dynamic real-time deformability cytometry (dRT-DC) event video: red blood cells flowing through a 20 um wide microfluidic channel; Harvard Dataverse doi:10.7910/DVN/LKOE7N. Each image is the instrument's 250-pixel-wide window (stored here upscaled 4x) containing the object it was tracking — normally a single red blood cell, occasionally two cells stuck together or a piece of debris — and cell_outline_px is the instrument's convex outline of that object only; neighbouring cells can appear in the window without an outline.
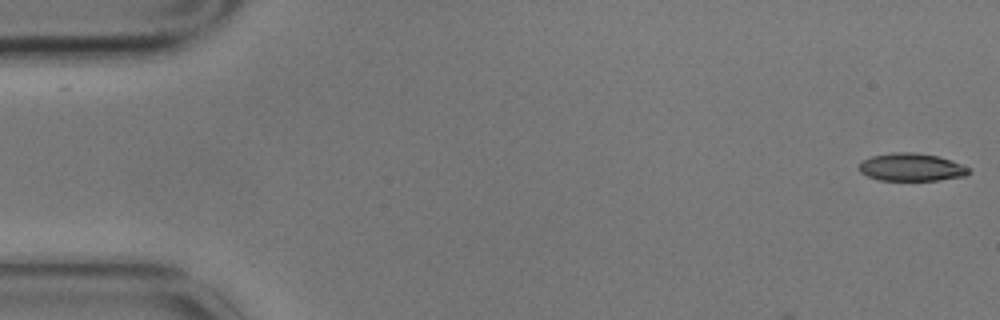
{"species": "common noctule bat (a hibernating species)", "species_latin": "Nyctalus noctula", "temperature_condition": "cold", "stored_images_in_passage": 9, "camera_frame_rate_fps": 3000, "um_per_image_px": 0.085, "animal": {"sex": "male", "body_mass_g": 17.9}, "frame": {"image": 1, "passage_image": 1, "time_ms": 0.0, "image_size_px": [1000, 320], "cell_outline_px": [[972, 172], [964, 176], [940, 180], [880, 180], [868, 176], [860, 172], [860, 164], [864, 160], [872, 156], [892, 152], [916, 152], [936, 156], [952, 160], [968, 168]], "centroid_in_image_um": [77.49, 14.21], "position_along_channel_um": 7.5, "area_um2": 17.63}}
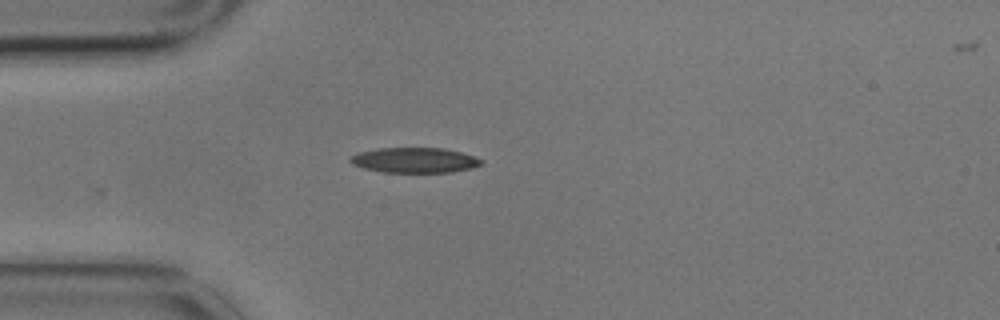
{"frame": {"image": 2, "passage_image": 4, "time_ms": 1.0, "image_size_px": [1000, 320], "cell_outline_px": [[484, 164], [472, 168], [452, 172], [384, 172], [364, 168], [352, 164], [348, 160], [352, 156], [360, 152], [376, 148], [444, 148], [460, 152], [484, 160]], "centroid_in_image_um": [35.26, 13.61], "position_along_channel_um": 49.7, "area_um2": 19.19}}